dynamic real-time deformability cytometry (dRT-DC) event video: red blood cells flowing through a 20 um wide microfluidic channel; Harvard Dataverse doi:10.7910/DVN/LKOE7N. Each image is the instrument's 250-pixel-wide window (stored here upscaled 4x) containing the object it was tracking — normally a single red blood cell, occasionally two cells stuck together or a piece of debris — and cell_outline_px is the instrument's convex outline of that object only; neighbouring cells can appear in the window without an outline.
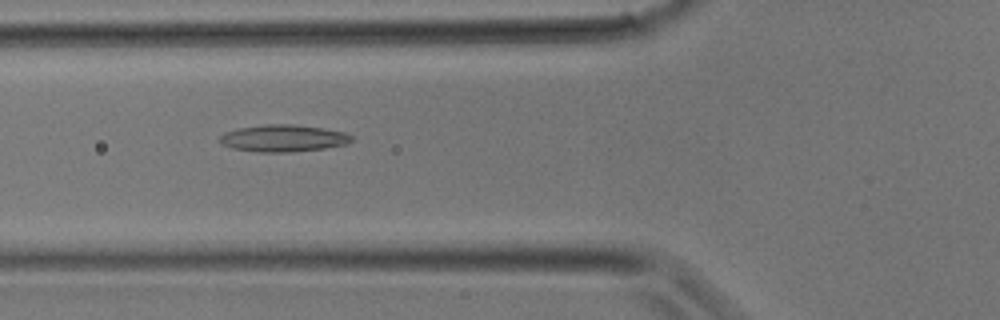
{"species": "common noctule bat (a hibernating species)", "species_latin": "Nyctalus noctula", "temperature_condition": "room temperature", "stored_images_in_passage": 25, "camera_frame_rate_fps": 3000, "um_per_image_px": 0.085, "animal": {"sex": "male", "body_mass_g": 17.9}, "frame": {"image": 1, "passage_image": 5, "time_ms": 1.333, "image_size_px": [1000, 320], "cell_outline_px": [[352, 140], [348, 144], [324, 148], [292, 152], [256, 152], [232, 148], [220, 144], [220, 136], [224, 132], [240, 128], [264, 124], [292, 124], [320, 128], [344, 132], [352, 136]], "centroid_in_image_um": [24.05, 11.76], "position_along_channel_um": 101.7, "area_um2": 20.69}}
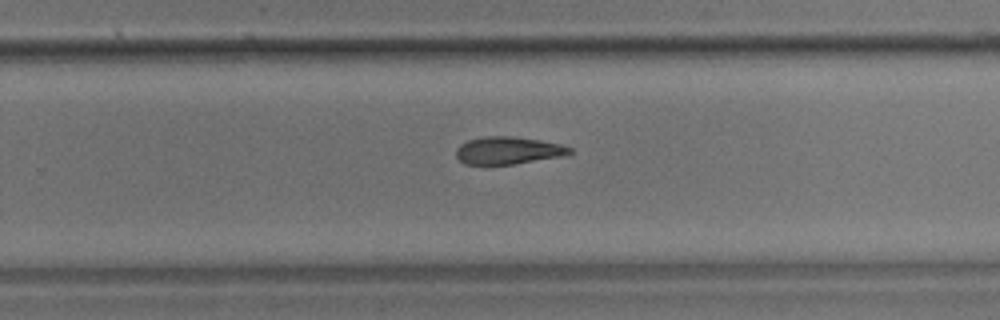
{"frame": {"image": 2, "passage_image": 14, "time_ms": 4.333, "image_size_px": [1000, 320], "cell_outline_px": [[572, 156], [512, 164], [464, 164], [456, 156], [456, 148], [460, 144], [468, 140], [484, 136], [508, 136], [540, 140], [560, 144], [572, 148]], "centroid_in_image_um": [43.25, 12.8], "position_along_channel_um": 286.5, "area_um2": 18.44}}
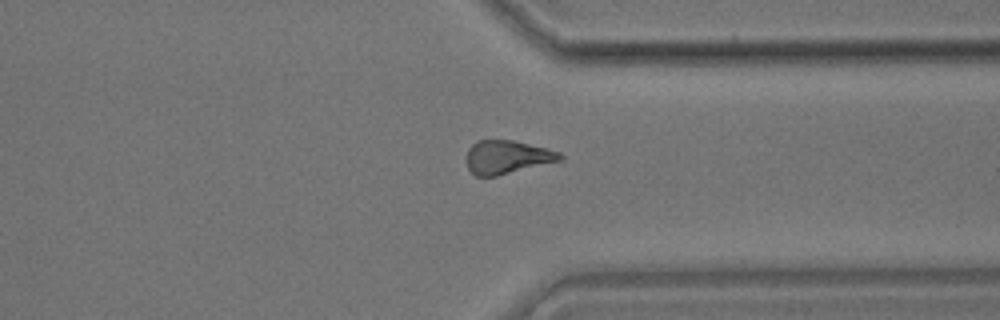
{"frame": {"image": 3, "passage_image": 18, "time_ms": 5.667, "image_size_px": [1000, 320], "cell_outline_px": [[564, 160], [496, 176], [476, 176], [468, 168], [468, 148], [476, 140], [512, 140], [560, 152], [564, 156]], "centroid_in_image_um": [43.13, 13.35], "position_along_channel_um": 368.3, "area_um2": 18.09}}